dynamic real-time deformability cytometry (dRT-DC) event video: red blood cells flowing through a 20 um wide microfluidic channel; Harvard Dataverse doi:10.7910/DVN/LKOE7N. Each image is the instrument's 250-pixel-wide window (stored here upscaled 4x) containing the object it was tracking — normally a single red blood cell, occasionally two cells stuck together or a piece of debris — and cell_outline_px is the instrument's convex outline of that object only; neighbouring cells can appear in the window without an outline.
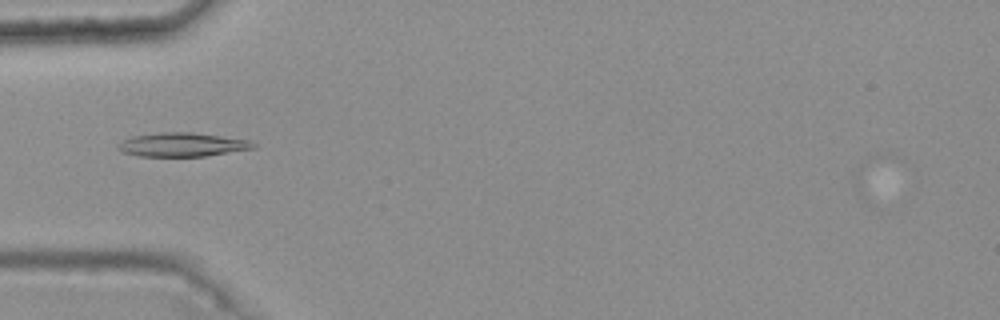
{"species": "common noctule bat (a hibernating species)", "species_latin": "Nyctalus noctula", "temperature_condition": "warm", "stored_images_in_passage": 8, "camera_frame_rate_fps": 3000, "um_per_image_px": 0.085, "animal": {"sex": "female", "body_mass_g": 25.1}, "frame": {"image": 1, "passage_image": 6, "time_ms": 1.667, "image_size_px": [1000, 320], "cell_outline_px": [[256, 148], [204, 156], [140, 156], [124, 152], [116, 148], [124, 140], [132, 136], [156, 132], [192, 132], [248, 140], [256, 144]], "centroid_in_image_um": [15.49, 12.29], "position_along_channel_um": 69.5, "area_um2": 18.61}}
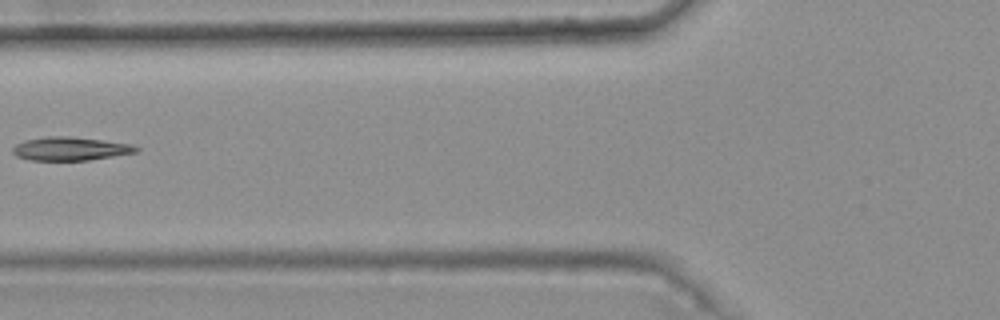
{"frame": {"image": 2, "passage_image": 7, "time_ms": 2.0, "image_size_px": [1000, 320], "cell_outline_px": [[140, 148], [136, 152], [88, 160], [28, 160], [16, 156], [12, 152], [12, 148], [16, 144], [24, 140], [48, 136], [68, 136], [104, 140], [132, 144]], "centroid_in_image_um": [5.95, 12.63], "position_along_channel_um": 119.9, "area_um2": 16.88}}
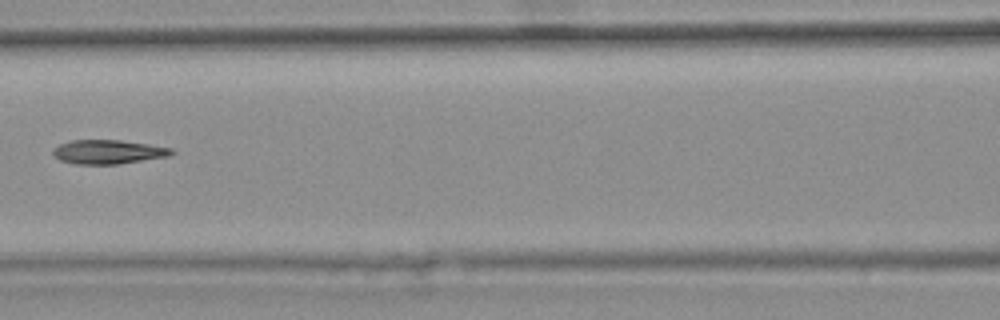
{"frame": {"image": 3, "passage_image": 8, "time_ms": 2.333, "image_size_px": [1000, 320], "cell_outline_px": [[176, 152], [168, 156], [116, 164], [76, 164], [60, 160], [52, 152], [60, 144], [72, 140], [120, 140], [148, 144], [172, 148]], "centroid_in_image_um": [9.22, 12.9], "position_along_channel_um": 157.4, "area_um2": 16.36}}